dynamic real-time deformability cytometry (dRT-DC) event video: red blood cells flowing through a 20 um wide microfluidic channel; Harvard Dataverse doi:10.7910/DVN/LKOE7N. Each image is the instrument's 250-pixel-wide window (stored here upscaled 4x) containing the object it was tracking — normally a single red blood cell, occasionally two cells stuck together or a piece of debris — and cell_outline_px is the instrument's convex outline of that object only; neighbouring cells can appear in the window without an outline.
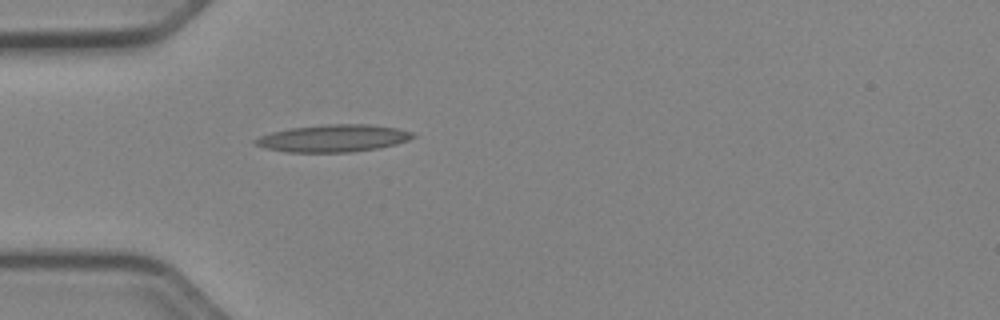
{"species": "Egyptian fruit bat (a non-hibernating species)", "species_latin": "Rousettus aegyptiacus", "temperature_condition": "cold", "stored_images_in_passage": 37, "camera_frame_rate_fps": 3000, "um_per_image_px": 0.085, "animal": {"sex": "female"}, "frame": {"image": 1, "passage_image": 1, "time_ms": 0.0, "image_size_px": [1000, 320], "cell_outline_px": [[416, 136], [408, 140], [396, 144], [376, 148], [352, 152], [288, 152], [264, 148], [256, 144], [252, 140], [260, 136], [272, 132], [288, 128], [324, 124], [368, 124], [396, 128], [412, 132]], "centroid_in_image_um": [28.3, 11.75], "position_along_channel_um": 56.7, "area_um2": 25.03}}
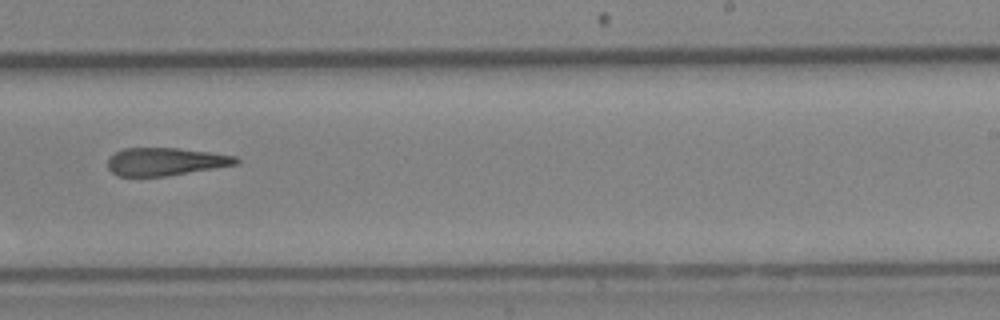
{"frame": {"image": 2, "passage_image": 18, "time_ms": 5.667, "image_size_px": [1000, 320], "cell_outline_px": [[240, 164], [164, 176], [120, 176], [112, 172], [108, 168], [108, 160], [116, 152], [124, 148], [180, 148], [212, 152], [236, 156], [240, 160]], "centroid_in_image_um": [14.11, 13.73], "position_along_channel_um": 274.9, "area_um2": 20.75}}
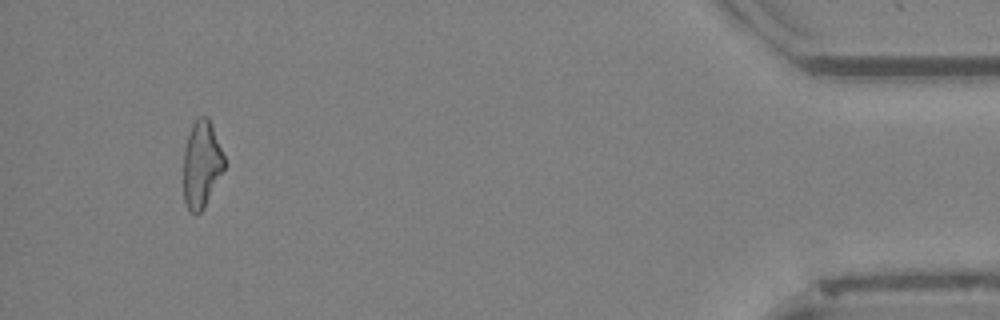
{"frame": {"image": 3, "passage_image": 34, "time_ms": 11.0, "image_size_px": [1000, 320], "cell_outline_px": [[224, 168], [204, 208], [196, 216], [188, 212], [184, 200], [184, 148], [192, 124], [200, 116], [208, 116], [212, 124], [224, 156]], "centroid_in_image_um": [17.12, 13.99], "position_along_channel_um": 418.1, "area_um2": 20.63}}